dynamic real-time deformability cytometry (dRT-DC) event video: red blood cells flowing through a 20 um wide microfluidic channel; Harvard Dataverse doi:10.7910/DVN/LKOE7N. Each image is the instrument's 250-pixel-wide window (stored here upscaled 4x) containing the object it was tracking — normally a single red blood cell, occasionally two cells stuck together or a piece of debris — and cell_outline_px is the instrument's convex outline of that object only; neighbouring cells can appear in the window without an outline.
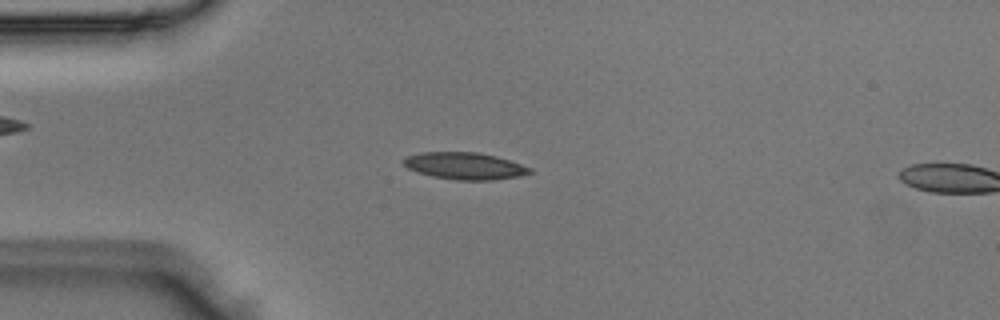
{"species": "Egyptian fruit bat (a non-hibernating species)", "species_latin": "Rousettus aegyptiacus", "temperature_condition": "room temperature", "stored_images_in_passage": 8, "camera_frame_rate_fps": 3000, "um_per_image_px": 0.085, "animal": {"sex": "male"}, "frame": {"image": 1, "passage_image": 6, "time_ms": 1.667, "image_size_px": [1000, 320], "cell_outline_px": [[532, 172], [520, 176], [492, 180], [456, 180], [432, 176], [408, 168], [400, 160], [404, 156], [420, 152], [480, 152], [496, 156], [532, 168]], "centroid_in_image_um": [39.47, 14.09], "position_along_channel_um": 45.5, "area_um2": 19.88}}